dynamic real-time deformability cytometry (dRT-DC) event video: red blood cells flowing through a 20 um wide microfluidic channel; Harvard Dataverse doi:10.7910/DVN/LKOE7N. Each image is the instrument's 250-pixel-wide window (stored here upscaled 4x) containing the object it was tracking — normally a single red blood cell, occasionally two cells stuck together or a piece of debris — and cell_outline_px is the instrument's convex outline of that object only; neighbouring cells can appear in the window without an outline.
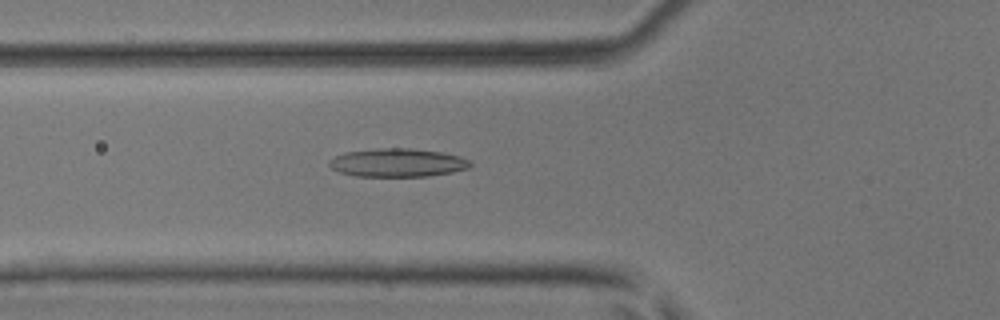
{"species": "common noctule bat (a hibernating species)", "species_latin": "Nyctalus noctula", "temperature_condition": "room temperature", "stored_images_in_passage": 49, "camera_frame_rate_fps": 3000, "um_per_image_px": 0.085, "animal": {"sex": "male", "body_mass_g": 17.9, "forearm_length_mm": 54.2}, "frame": {"image": 1, "passage_image": 18, "time_ms": 5.667, "image_size_px": [1000, 320], "cell_outline_px": [[472, 164], [468, 168], [452, 172], [428, 176], [356, 176], [340, 172], [332, 168], [328, 164], [328, 160], [344, 152], [376, 148], [412, 148], [440, 152], [460, 156], [468, 160]], "centroid_in_image_um": [33.77, 13.82], "position_along_channel_um": 92.0, "area_um2": 23.29}}
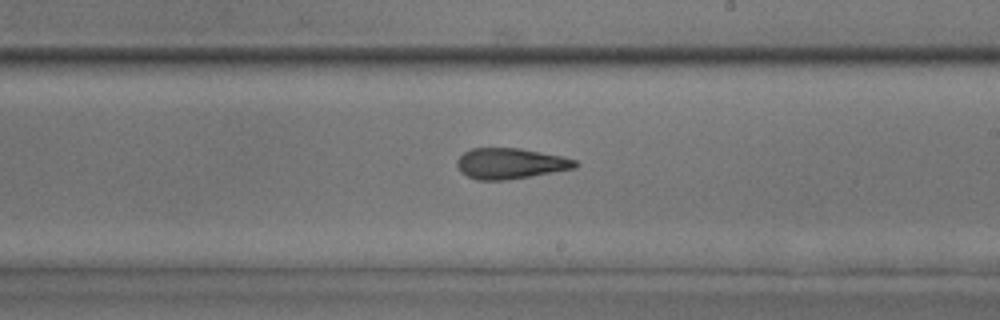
{"frame": {"image": 2, "passage_image": 29, "time_ms": 9.333, "image_size_px": [1000, 320], "cell_outline_px": [[580, 164], [576, 168], [508, 180], [476, 180], [460, 172], [456, 168], [456, 160], [464, 152], [472, 148], [520, 148], [564, 156], [576, 160]], "centroid_in_image_um": [43.38, 13.9], "position_along_channel_um": 245.6, "area_um2": 21.44}}
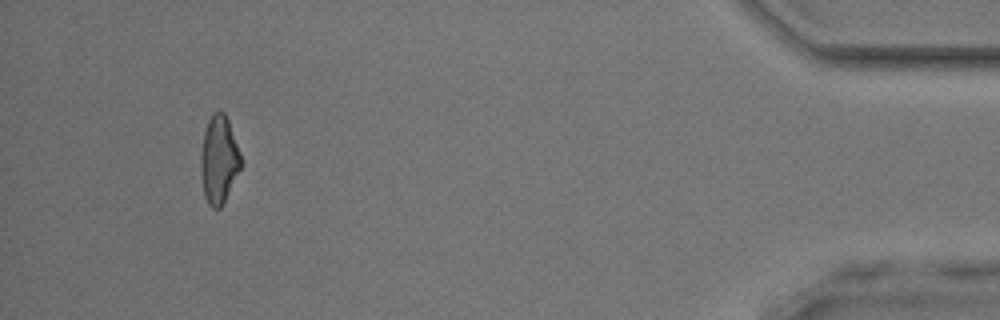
{"frame": {"image": 3, "passage_image": 46, "time_ms": 15.0, "image_size_px": [1000, 320], "cell_outline_px": [[244, 164], [220, 208], [212, 208], [208, 204], [204, 196], [200, 172], [200, 156], [204, 132], [208, 120], [212, 112], [224, 112], [228, 120], [240, 152]], "centroid_in_image_um": [18.61, 13.58], "position_along_channel_um": 416.6, "area_um2": 20.75}, "authors_computed_cell_mechanics": {"area_um2": 21.7328, "velocity_mm_per_s": 4.1874, "shape_relaxation_time_tau1_ms": 8.3533, "shape_relaxation_time_tau2_ms": 3.0765, "deformation_change_tau1": 0.1959, "deformation_change_tau2": 0.1443}}